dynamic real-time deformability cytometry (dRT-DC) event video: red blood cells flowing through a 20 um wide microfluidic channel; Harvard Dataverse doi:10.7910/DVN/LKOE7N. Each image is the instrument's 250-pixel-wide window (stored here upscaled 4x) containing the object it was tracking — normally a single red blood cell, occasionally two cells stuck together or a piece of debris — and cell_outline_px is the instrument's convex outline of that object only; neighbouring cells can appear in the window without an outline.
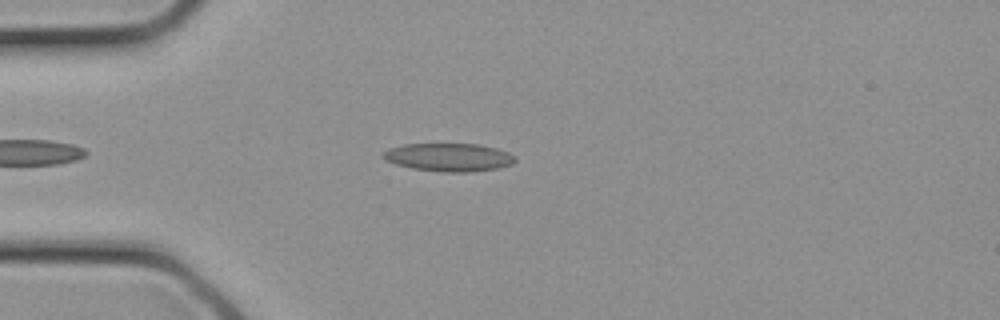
{"species": "common noctule bat (a hibernating species)", "species_latin": "Nyctalus noctula", "temperature_condition": "cold", "stored_images_in_passage": 4, "camera_frame_rate_fps": 3000, "um_per_image_px": 0.085, "animal": {"sex": "female", "body_mass_g": 21.9}, "frame": {"image": 1, "passage_image": 3, "time_ms": 0.667, "image_size_px": [1000, 320], "cell_outline_px": [[516, 160], [512, 164], [496, 168], [468, 172], [444, 172], [412, 168], [396, 164], [384, 160], [380, 156], [380, 152], [388, 148], [404, 144], [480, 144], [496, 148], [508, 152], [516, 156]], "centroid_in_image_um": [38.1, 13.36], "position_along_channel_um": 46.9, "area_um2": 21.79}}